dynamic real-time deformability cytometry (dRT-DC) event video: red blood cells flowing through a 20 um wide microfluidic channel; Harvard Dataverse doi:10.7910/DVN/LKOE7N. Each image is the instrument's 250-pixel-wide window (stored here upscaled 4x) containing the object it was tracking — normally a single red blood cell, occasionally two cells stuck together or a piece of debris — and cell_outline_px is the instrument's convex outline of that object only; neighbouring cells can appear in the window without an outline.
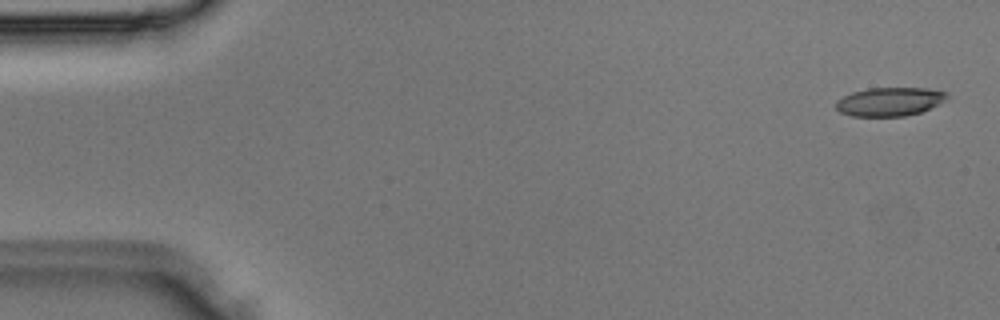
{"species": "Egyptian fruit bat (a non-hibernating species)", "species_latin": "Rousettus aegyptiacus", "temperature_condition": "room temperature", "stored_images_in_passage": 4, "camera_frame_rate_fps": 3000, "um_per_image_px": 0.085, "animal": {"sex": "male"}, "frame": {"image": 1, "passage_image": 1, "time_ms": 0.0, "image_size_px": [1000, 320], "cell_outline_px": [[948, 96], [944, 100], [920, 112], [904, 116], [852, 116], [840, 112], [836, 108], [836, 100], [852, 92], [868, 88], [928, 88], [948, 92]], "centroid_in_image_um": [75.59, 8.63], "position_along_channel_um": 9.4, "area_um2": 18.38}}